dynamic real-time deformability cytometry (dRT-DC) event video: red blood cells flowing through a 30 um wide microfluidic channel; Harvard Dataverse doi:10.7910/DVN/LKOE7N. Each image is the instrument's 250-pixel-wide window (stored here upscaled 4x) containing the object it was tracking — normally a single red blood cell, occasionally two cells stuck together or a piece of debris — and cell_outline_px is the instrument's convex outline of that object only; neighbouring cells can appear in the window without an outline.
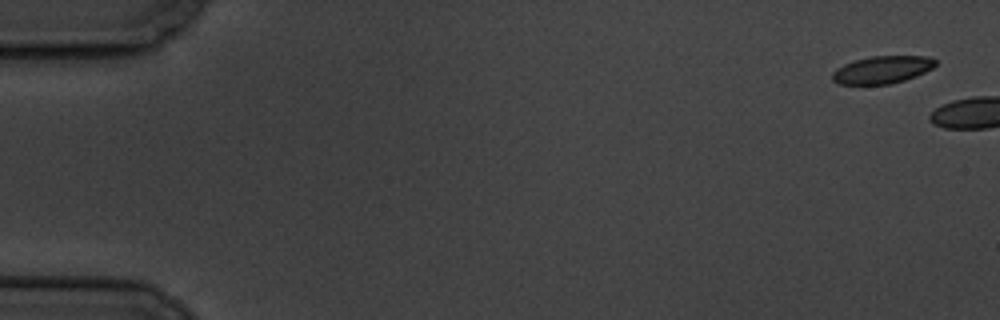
{"species": "common noctule bat (a hibernating species)", "species_latin": "Nyctalus noctula", "temperature_condition": "cold", "stored_images_in_passage": 2, "camera_frame_rate_fps": 3000, "um_per_image_px": 0.085, "animal": {"sex": "male", "body_mass_g": 19.5, "forearm_length_mm": 54.6}, "frame": {"image": 1, "passage_image": 1, "time_ms": 0.0, "image_size_px": [1000, 320], "cell_outline_px": [[936, 64], [932, 68], [916, 76], [892, 84], [840, 84], [832, 80], [832, 72], [836, 68], [844, 64], [856, 60], [872, 56], [928, 56], [936, 60]], "centroid_in_image_um": [74.98, 5.93], "position_along_channel_um": 10.0, "area_um2": 16.47}}